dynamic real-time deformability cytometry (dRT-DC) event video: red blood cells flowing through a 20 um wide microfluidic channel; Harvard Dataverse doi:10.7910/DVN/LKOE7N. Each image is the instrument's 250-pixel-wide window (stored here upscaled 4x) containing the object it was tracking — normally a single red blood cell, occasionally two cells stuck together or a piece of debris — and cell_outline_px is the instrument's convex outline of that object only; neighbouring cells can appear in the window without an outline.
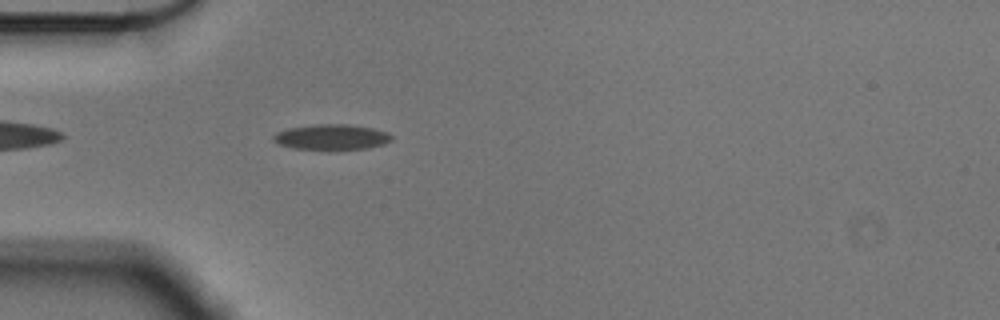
{"species": "Egyptian fruit bat (a non-hibernating species)", "species_latin": "Rousettus aegyptiacus", "temperature_condition": "cold", "stored_images_in_passage": 43, "camera_frame_rate_fps": 3000, "um_per_image_px": 0.085, "animal": {"sex": "male"}, "frame": {"image": 1, "passage_image": 4, "time_ms": 1.0, "image_size_px": [1000, 320], "cell_outline_px": [[392, 140], [384, 144], [368, 148], [328, 152], [292, 148], [276, 144], [272, 140], [272, 136], [276, 132], [288, 128], [316, 124], [348, 124], [372, 128], [388, 132], [392, 136]], "centroid_in_image_um": [28.15, 11.69], "position_along_channel_um": 56.9, "area_um2": 18.38}}
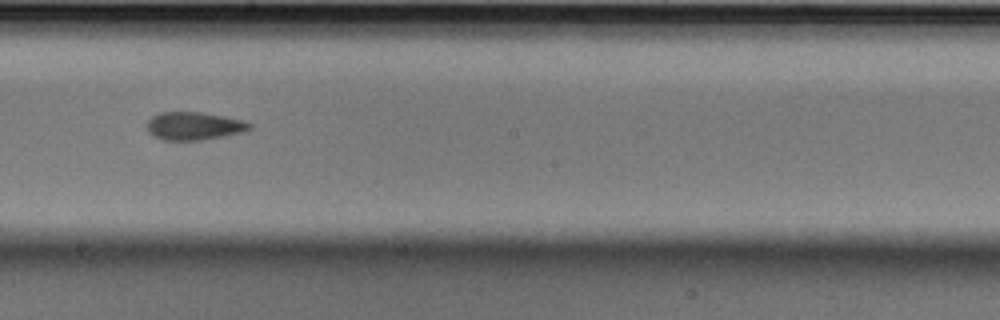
{"frame": {"image": 2, "passage_image": 19, "time_ms": 6.0, "image_size_px": [1000, 320], "cell_outline_px": [[252, 128], [244, 132], [224, 136], [200, 140], [160, 140], [152, 136], [148, 132], [148, 120], [152, 116], [160, 112], [204, 112], [244, 120], [252, 124]], "centroid_in_image_um": [16.5, 10.71], "position_along_channel_um": 231.7, "area_um2": 16.94}}
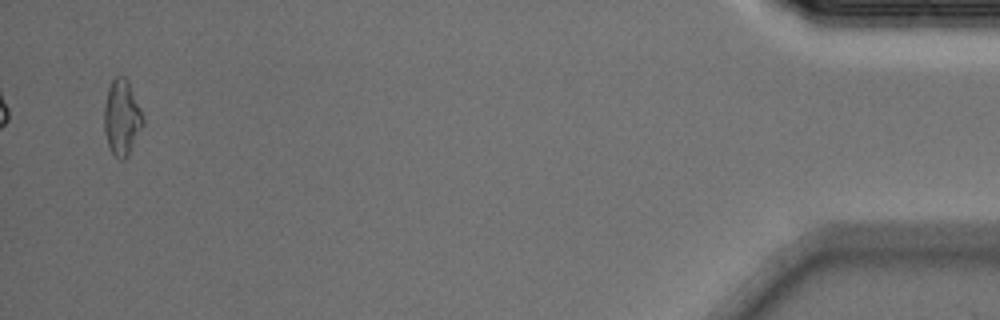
{"frame": {"image": 3, "passage_image": 42, "time_ms": 13.667, "image_size_px": [1000, 320], "cell_outline_px": [[144, 124], [128, 156], [124, 160], [120, 160], [108, 148], [104, 132], [104, 104], [108, 88], [112, 80], [116, 76], [124, 76], [128, 80], [144, 116]], "centroid_in_image_um": [10.35, 10.0], "position_along_channel_um": 424.8, "area_um2": 17.34}, "authors_computed_cell_mechanics": {"area_um2": 16.762, "velocity_mm_per_s": 3.5895, "shape_relaxation_time_tau1_ms": 9.3214, "shape_relaxation_time_tau2_ms": 5.0376, "deformation_change_tau1": 0.1686, "deformation_change_tau2": 0.1252}}